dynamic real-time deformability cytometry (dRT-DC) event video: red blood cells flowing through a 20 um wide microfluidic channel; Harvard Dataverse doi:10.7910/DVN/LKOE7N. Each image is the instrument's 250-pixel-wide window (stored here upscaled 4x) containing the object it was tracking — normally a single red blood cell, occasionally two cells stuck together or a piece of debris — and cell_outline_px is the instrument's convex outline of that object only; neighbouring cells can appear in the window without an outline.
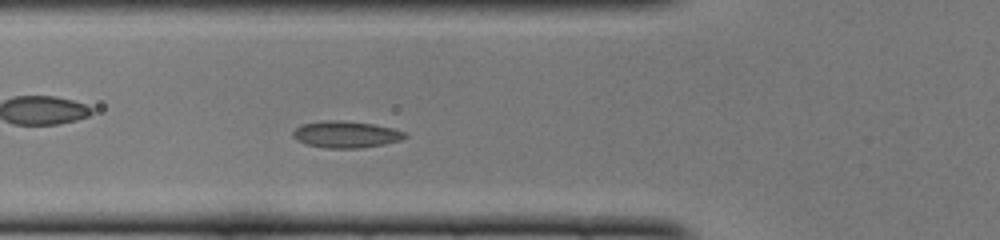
{"species": "common noctule bat (a hibernating species)", "species_latin": "Nyctalus noctula", "temperature_condition": "cold", "stored_images_in_passage": 43, "camera_frame_rate_fps": 3000, "um_per_image_px": 0.085, "animal": {"sex": "female", "body_mass_g": 22.0, "forearm_length_mm": 56.7}, "frame": {"image": 1, "passage_image": 10, "time_ms": 3.0, "image_size_px": [1000, 240], "cell_outline_px": [[408, 136], [400, 140], [384, 144], [360, 148], [328, 148], [304, 144], [296, 140], [292, 136], [292, 132], [300, 124], [328, 120], [340, 120], [372, 124], [392, 128], [408, 132]], "centroid_in_image_um": [29.39, 11.43], "position_along_channel_um": 96.4, "area_um2": 17.51}}
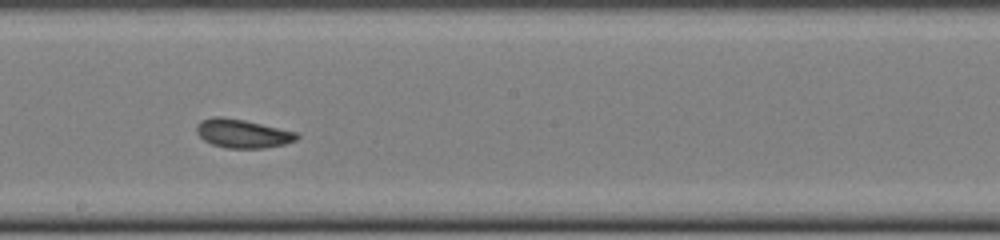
{"frame": {"image": 2, "passage_image": 20, "time_ms": 6.333, "image_size_px": [1000, 240], "cell_outline_px": [[300, 136], [296, 140], [284, 144], [264, 148], [224, 148], [212, 144], [204, 140], [196, 132], [196, 124], [200, 120], [212, 116], [220, 116], [244, 120], [296, 132]], "centroid_in_image_um": [20.57, 11.35], "position_along_channel_um": 227.6, "area_um2": 16.76}}
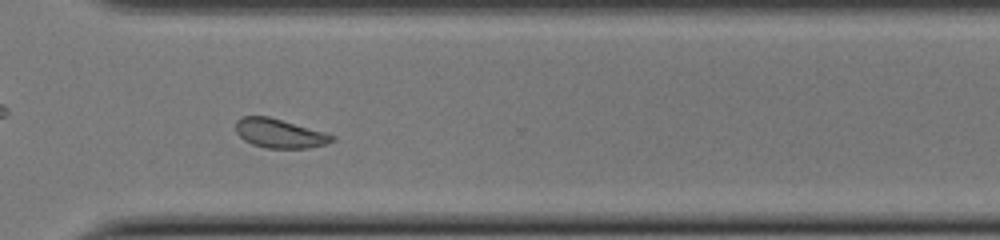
{"frame": {"image": 3, "passage_image": 29, "time_ms": 9.333, "image_size_px": [1000, 240], "cell_outline_px": [[336, 140], [328, 144], [308, 148], [268, 148], [252, 144], [244, 140], [236, 132], [236, 120], [244, 116], [268, 116], [324, 132], [336, 136]], "centroid_in_image_um": [23.79, 11.34], "position_along_channel_um": 346.8, "area_um2": 16.3}, "authors_computed_cell_mechanics": {"area_um2": 17.34, "velocity_mm_per_s": 3.9431, "shape_relaxation_time_tau1_ms": 4.7578, "shape_relaxation_time_tau2_ms": 1.6207, "deformation_change_tau1": 0.1038, "deformation_change_tau2": 0.0756}}